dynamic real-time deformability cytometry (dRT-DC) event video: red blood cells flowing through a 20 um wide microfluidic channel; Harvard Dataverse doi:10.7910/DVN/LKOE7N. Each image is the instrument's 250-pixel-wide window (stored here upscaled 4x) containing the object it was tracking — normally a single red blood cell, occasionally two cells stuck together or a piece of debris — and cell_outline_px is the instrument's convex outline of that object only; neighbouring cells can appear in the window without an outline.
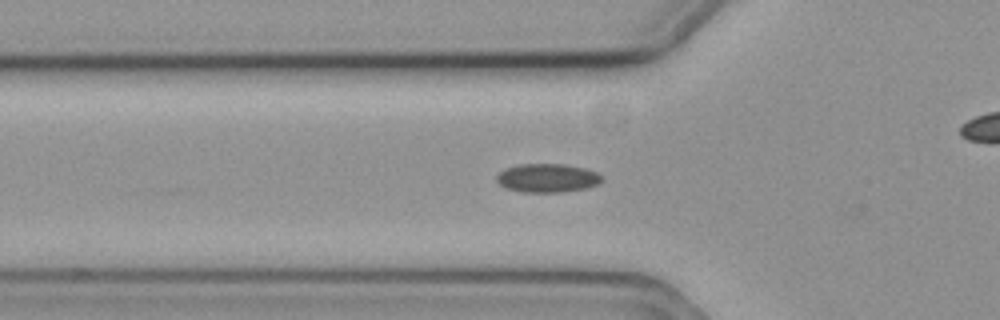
{"species": "common noctule bat (a hibernating species)", "species_latin": "Nyctalus noctula", "temperature_condition": "cold", "stored_images_in_passage": 45, "camera_frame_rate_fps": 3000, "um_per_image_px": 0.085, "animal": {"sex": "female", "body_mass_g": 19.3, "forearm_length_mm": 54.1}, "frame": {"image": 1, "passage_image": 15, "time_ms": 4.667, "image_size_px": [1000, 320], "cell_outline_px": [[604, 180], [600, 184], [584, 188], [564, 192], [520, 192], [508, 188], [500, 184], [496, 180], [496, 176], [500, 172], [508, 168], [520, 164], [564, 164], [584, 168], [596, 172], [604, 176]], "centroid_in_image_um": [46.58, 15.13], "position_along_channel_um": 79.2, "area_um2": 17.57}}
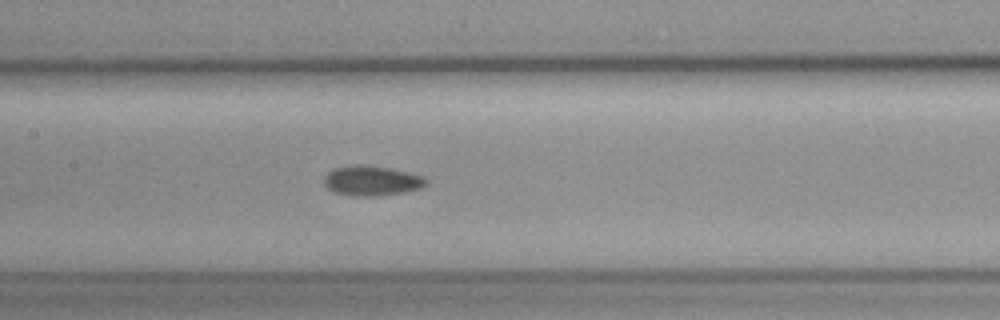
{"frame": {"image": 2, "passage_image": 23, "time_ms": 7.333, "image_size_px": [1000, 320], "cell_outline_px": [[428, 180], [420, 188], [400, 192], [372, 196], [352, 196], [332, 192], [324, 184], [324, 176], [328, 172], [336, 168], [356, 164], [360, 164], [392, 168], [424, 176]], "centroid_in_image_um": [31.56, 15.35], "position_along_channel_um": 175.8, "area_um2": 17.69}}
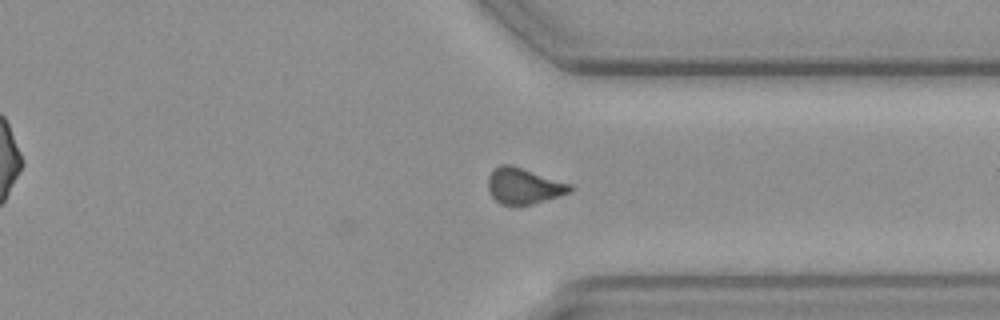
{"frame": {"image": 3, "passage_image": 39, "time_ms": 12.667, "image_size_px": [1000, 320], "cell_outline_px": [[572, 192], [560, 196], [532, 204], [500, 204], [492, 196], [488, 188], [488, 176], [500, 164], [508, 164], [572, 184]], "centroid_in_image_um": [44.54, 15.81], "position_along_channel_um": 366.9, "area_um2": 16.88}}